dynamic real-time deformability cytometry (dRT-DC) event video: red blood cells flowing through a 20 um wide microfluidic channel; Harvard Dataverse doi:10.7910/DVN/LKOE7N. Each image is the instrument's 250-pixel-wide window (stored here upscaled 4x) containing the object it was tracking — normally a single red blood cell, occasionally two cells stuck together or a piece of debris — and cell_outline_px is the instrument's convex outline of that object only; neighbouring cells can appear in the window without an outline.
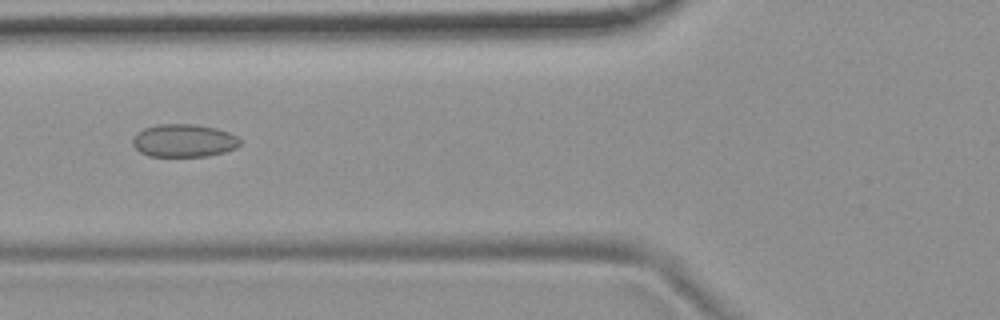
{"species": "common noctule bat (a hibernating species)", "species_latin": "Nyctalus noctula", "temperature_condition": "room temperature", "stored_images_in_passage": 54, "camera_frame_rate_fps": 3000, "um_per_image_px": 0.085, "animal": {"sex": "female", "body_mass_g": 19.9}, "frame": {"image": 1, "passage_image": 21, "time_ms": 6.667, "image_size_px": [1000, 320], "cell_outline_px": [[240, 144], [236, 148], [224, 152], [208, 156], [148, 156], [140, 152], [132, 144], [132, 140], [144, 128], [156, 124], [196, 124], [216, 128], [228, 132], [236, 136], [240, 140]], "centroid_in_image_um": [15.64, 11.95], "position_along_channel_um": 110.2, "area_um2": 20.52}}
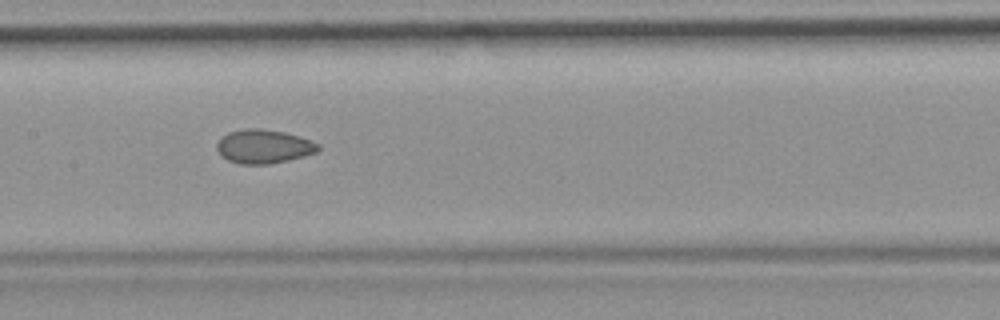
{"frame": {"image": 2, "passage_image": 27, "time_ms": 8.667, "image_size_px": [1000, 320], "cell_outline_px": [[320, 148], [316, 152], [304, 156], [288, 160], [268, 164], [240, 164], [228, 160], [220, 156], [216, 148], [216, 144], [228, 132], [244, 128], [260, 128], [284, 132], [300, 136], [312, 140], [320, 144]], "centroid_in_image_um": [22.42, 12.44], "position_along_channel_um": 185.0, "area_um2": 20.11}}
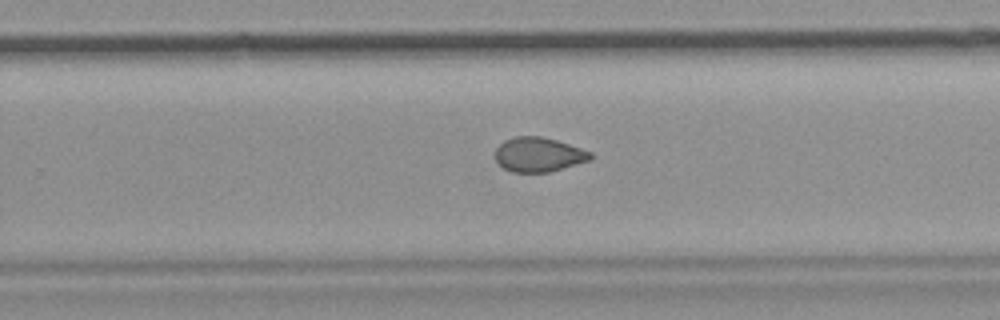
{"frame": {"image": 3, "passage_image": 35, "time_ms": 11.333, "image_size_px": [1000, 320], "cell_outline_px": [[592, 160], [548, 172], [512, 172], [504, 168], [496, 160], [496, 148], [504, 140], [516, 136], [540, 136], [556, 140], [592, 152]], "centroid_in_image_um": [45.79, 13.14], "position_along_channel_um": 284.0, "area_um2": 19.02}, "authors_computed_cell_mechanics": {"area_um2": 20.4034, "velocity_mm_per_s": 3.7374, "shape_relaxation_time_tau1_ms": null, "shape_relaxation_time_tau2_ms": 1.7359, "deformation_change_tau1": null, "deformation_change_tau2": 0.0659}}